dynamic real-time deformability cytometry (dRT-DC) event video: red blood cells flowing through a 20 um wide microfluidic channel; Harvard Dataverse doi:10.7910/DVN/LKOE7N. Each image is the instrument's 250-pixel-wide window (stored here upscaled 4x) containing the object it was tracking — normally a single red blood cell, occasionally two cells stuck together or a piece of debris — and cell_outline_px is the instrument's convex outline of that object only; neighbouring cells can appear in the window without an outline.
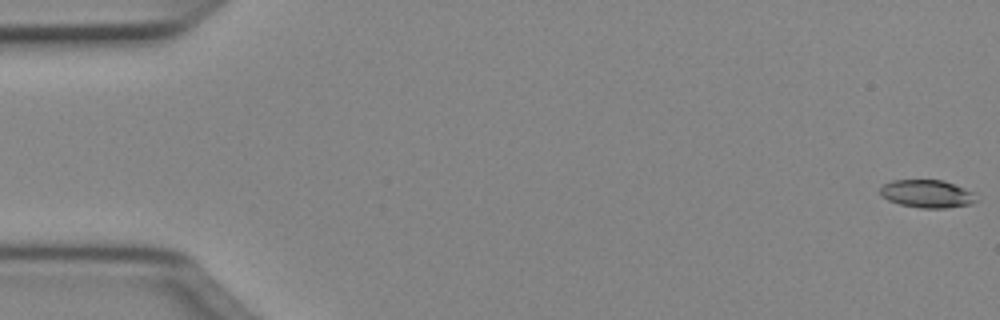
{"species": "Egyptian fruit bat (a non-hibernating species)", "species_latin": "Rousettus aegyptiacus", "temperature_condition": "cold", "stored_images_in_passage": 50, "camera_frame_rate_fps": 3000, "um_per_image_px": 0.085, "animal": {"sex": "female"}, "frame": {"image": 1, "passage_image": 1, "time_ms": 0.0, "image_size_px": [1000, 320], "cell_outline_px": [[976, 200], [968, 204], [948, 208], [920, 208], [900, 204], [888, 200], [880, 196], [880, 188], [884, 184], [892, 180], [944, 180], [964, 188], [972, 192]], "centroid_in_image_um": [78.75, 16.47], "position_along_channel_um": 6.3, "area_um2": 15.49}}
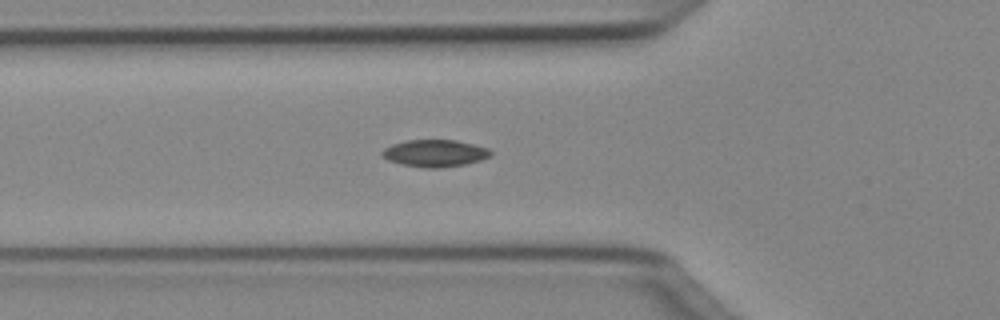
{"frame": {"image": 2, "passage_image": 18, "time_ms": 5.667, "image_size_px": [1000, 320], "cell_outline_px": [[492, 156], [480, 160], [464, 164], [440, 168], [424, 168], [400, 164], [388, 160], [380, 152], [384, 148], [392, 144], [408, 140], [456, 140], [476, 144], [488, 148], [492, 152]], "centroid_in_image_um": [36.98, 13.02], "position_along_channel_um": 88.8, "area_um2": 17.22}}
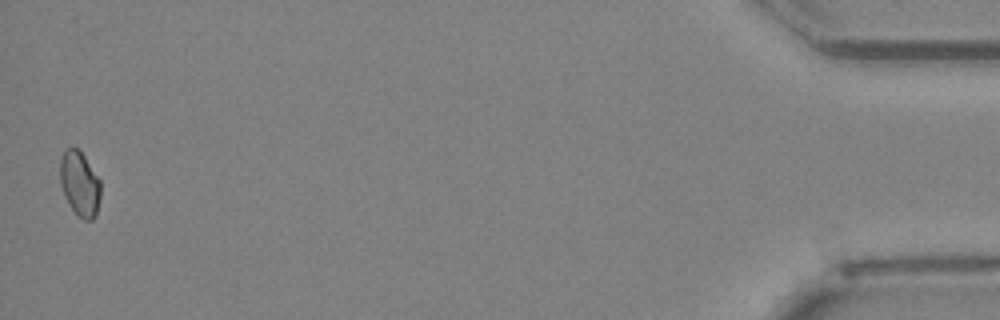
{"frame": {"image": 3, "passage_image": 50, "time_ms": 16.333, "image_size_px": [1000, 320], "cell_outline_px": [[100, 196], [96, 216], [92, 220], [84, 220], [68, 204], [64, 196], [60, 184], [60, 160], [64, 148], [80, 148], [100, 180]], "centroid_in_image_um": [6.77, 15.58], "position_along_channel_um": 428.4, "area_um2": 15.49}, "authors_computed_cell_mechanics": {"area_um2": 16.0684, "velocity_mm_per_s": 4.0534, "shape_relaxation_time_tau1_ms": 5.333, "shape_relaxation_time_tau2_ms": null, "deformation_change_tau1": 0.108, "deformation_change_tau2": null}}